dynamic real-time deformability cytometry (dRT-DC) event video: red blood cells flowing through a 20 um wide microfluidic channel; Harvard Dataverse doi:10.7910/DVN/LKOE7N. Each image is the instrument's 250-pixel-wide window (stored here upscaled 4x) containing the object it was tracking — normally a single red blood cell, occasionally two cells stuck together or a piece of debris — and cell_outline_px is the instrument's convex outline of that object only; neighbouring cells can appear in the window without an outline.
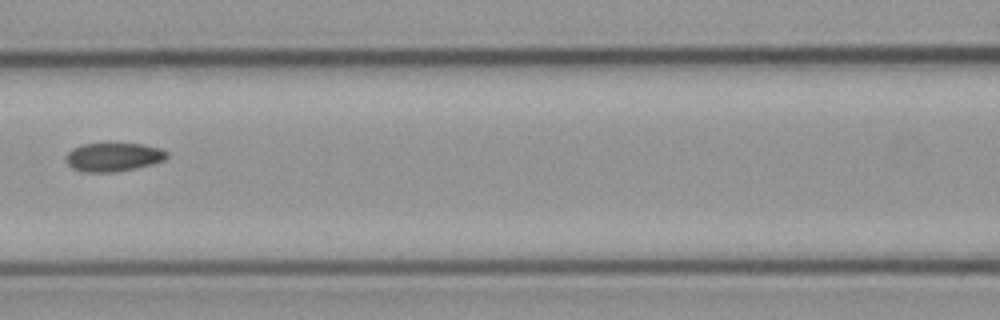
{"species": "common noctule bat (a hibernating species)", "species_latin": "Nyctalus noctula", "temperature_condition": "cold", "stored_images_in_passage": 10, "camera_frame_rate_fps": 3000, "um_per_image_px": 0.085, "animal": {"sex": "male", "body_mass_g": 23.1, "forearm_length_mm": 52.7}, "frame": {"image": 1, "passage_image": 7, "time_ms": 8.0, "image_size_px": [1000, 320], "cell_outline_px": [[168, 156], [164, 160], [152, 164], [136, 168], [116, 172], [84, 172], [72, 168], [68, 164], [64, 156], [72, 148], [84, 144], [144, 144], [160, 148], [168, 152]], "centroid_in_image_um": [9.63, 13.35], "position_along_channel_um": 157.0, "area_um2": 16.88}}
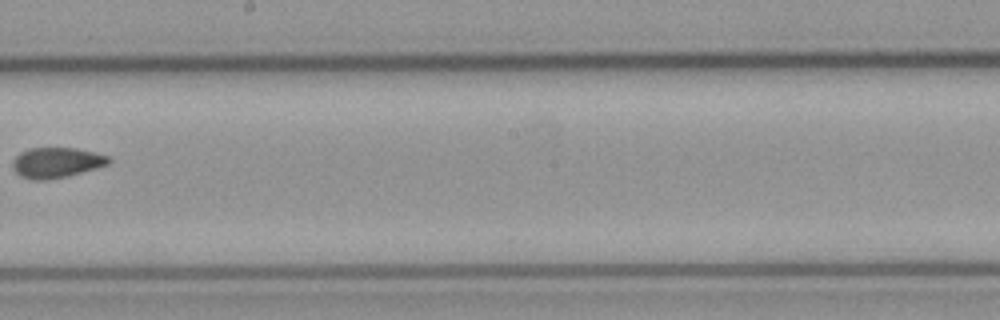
{"frame": {"image": 2, "passage_image": 9, "time_ms": 10.333, "image_size_px": [1000, 320], "cell_outline_px": [[112, 160], [108, 164], [96, 168], [68, 176], [44, 180], [32, 180], [20, 176], [12, 168], [12, 160], [20, 152], [28, 148], [76, 148], [108, 156]], "centroid_in_image_um": [4.76, 13.82], "position_along_channel_um": 243.4, "area_um2": 16.99}}
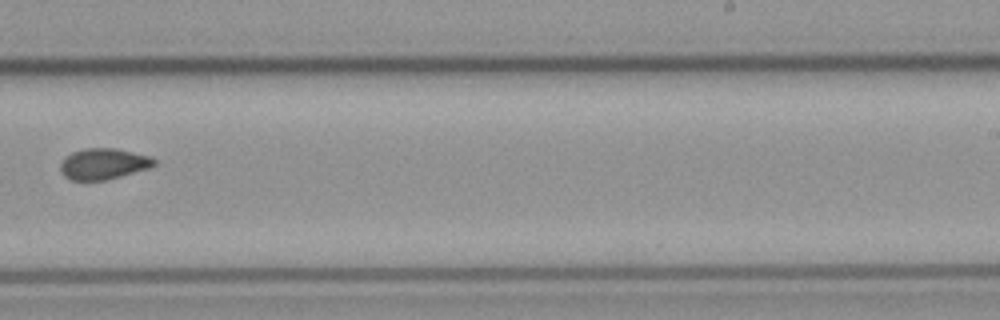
{"frame": {"image": 3, "passage_image": 10, "time_ms": 11.333, "image_size_px": [1000, 320], "cell_outline_px": [[156, 164], [152, 168], [108, 180], [72, 180], [64, 176], [60, 168], [60, 164], [64, 156], [72, 152], [84, 148], [116, 148], [148, 156], [156, 160]], "centroid_in_image_um": [8.8, 13.93], "position_along_channel_um": 280.2, "area_um2": 17.17}}